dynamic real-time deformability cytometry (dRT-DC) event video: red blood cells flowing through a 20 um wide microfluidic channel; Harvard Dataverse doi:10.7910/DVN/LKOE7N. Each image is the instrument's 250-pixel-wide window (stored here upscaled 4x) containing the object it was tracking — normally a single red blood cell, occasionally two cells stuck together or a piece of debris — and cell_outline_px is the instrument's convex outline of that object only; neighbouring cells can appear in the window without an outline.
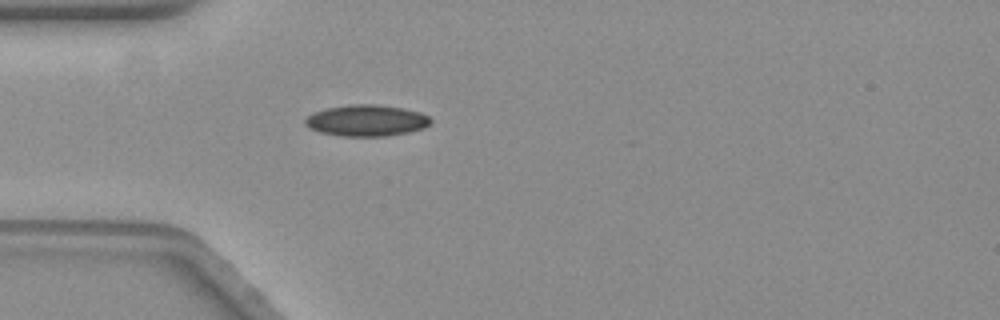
{"species": "common noctule bat (a hibernating species)", "species_latin": "Nyctalus noctula", "temperature_condition": "warm", "stored_images_in_passage": 43, "camera_frame_rate_fps": 3000, "um_per_image_px": 0.085, "animal": {"sex": "female", "body_mass_g": 19.3, "forearm_length_mm": 54.1}, "frame": {"image": 1, "passage_image": 1, "time_ms": 0.0, "image_size_px": [1000, 320], "cell_outline_px": [[432, 120], [424, 128], [408, 132], [388, 136], [340, 136], [320, 132], [308, 128], [304, 124], [304, 120], [312, 112], [324, 108], [352, 104], [376, 104], [404, 108], [420, 112], [428, 116]], "centroid_in_image_um": [31.12, 10.24], "position_along_channel_um": 53.9, "area_um2": 23.12}, "authors_computed_cell_mechanics": {"area_um2": 21.8484, "velocity_mm_per_s": 3.5158, "shape_relaxation_time_tau1_ms": null, "shape_relaxation_time_tau2_ms": 6.2628, "deformation_change_tau1": null, "deformation_change_tau2": 0.086}}